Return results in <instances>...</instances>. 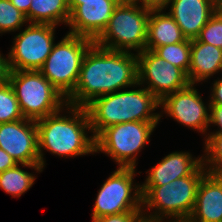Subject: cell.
<instances>
[{
  "mask_svg": "<svg viewBox=\"0 0 222 222\" xmlns=\"http://www.w3.org/2000/svg\"><path fill=\"white\" fill-rule=\"evenodd\" d=\"M170 8H169V6ZM186 39L198 37L201 29L218 9V0H167L163 5Z\"/></svg>",
  "mask_w": 222,
  "mask_h": 222,
  "instance_id": "14",
  "label": "cell"
},
{
  "mask_svg": "<svg viewBox=\"0 0 222 222\" xmlns=\"http://www.w3.org/2000/svg\"><path fill=\"white\" fill-rule=\"evenodd\" d=\"M167 222H190L189 220H166ZM165 221V222H166ZM157 222H164V220H160V221H157Z\"/></svg>",
  "mask_w": 222,
  "mask_h": 222,
  "instance_id": "36",
  "label": "cell"
},
{
  "mask_svg": "<svg viewBox=\"0 0 222 222\" xmlns=\"http://www.w3.org/2000/svg\"><path fill=\"white\" fill-rule=\"evenodd\" d=\"M11 3L26 16L27 22H29V8L31 0H10Z\"/></svg>",
  "mask_w": 222,
  "mask_h": 222,
  "instance_id": "32",
  "label": "cell"
},
{
  "mask_svg": "<svg viewBox=\"0 0 222 222\" xmlns=\"http://www.w3.org/2000/svg\"><path fill=\"white\" fill-rule=\"evenodd\" d=\"M9 59L0 53V84L9 81L10 75Z\"/></svg>",
  "mask_w": 222,
  "mask_h": 222,
  "instance_id": "30",
  "label": "cell"
},
{
  "mask_svg": "<svg viewBox=\"0 0 222 222\" xmlns=\"http://www.w3.org/2000/svg\"><path fill=\"white\" fill-rule=\"evenodd\" d=\"M190 222H222V175L207 172L198 186Z\"/></svg>",
  "mask_w": 222,
  "mask_h": 222,
  "instance_id": "16",
  "label": "cell"
},
{
  "mask_svg": "<svg viewBox=\"0 0 222 222\" xmlns=\"http://www.w3.org/2000/svg\"><path fill=\"white\" fill-rule=\"evenodd\" d=\"M218 9L222 12V2H218Z\"/></svg>",
  "mask_w": 222,
  "mask_h": 222,
  "instance_id": "37",
  "label": "cell"
},
{
  "mask_svg": "<svg viewBox=\"0 0 222 222\" xmlns=\"http://www.w3.org/2000/svg\"><path fill=\"white\" fill-rule=\"evenodd\" d=\"M203 165L207 172L222 175V134L208 133L205 137Z\"/></svg>",
  "mask_w": 222,
  "mask_h": 222,
  "instance_id": "23",
  "label": "cell"
},
{
  "mask_svg": "<svg viewBox=\"0 0 222 222\" xmlns=\"http://www.w3.org/2000/svg\"><path fill=\"white\" fill-rule=\"evenodd\" d=\"M194 84L166 95L160 101V107L167 116L192 130L207 135L209 129L210 103L203 102ZM207 106H206V105Z\"/></svg>",
  "mask_w": 222,
  "mask_h": 222,
  "instance_id": "12",
  "label": "cell"
},
{
  "mask_svg": "<svg viewBox=\"0 0 222 222\" xmlns=\"http://www.w3.org/2000/svg\"><path fill=\"white\" fill-rule=\"evenodd\" d=\"M213 124L214 126H218L219 129L216 132L210 133H220L222 134V105L219 104H210V113H209V127Z\"/></svg>",
  "mask_w": 222,
  "mask_h": 222,
  "instance_id": "28",
  "label": "cell"
},
{
  "mask_svg": "<svg viewBox=\"0 0 222 222\" xmlns=\"http://www.w3.org/2000/svg\"><path fill=\"white\" fill-rule=\"evenodd\" d=\"M218 79V80H217ZM211 88V98L208 101L210 104L222 105V78H217Z\"/></svg>",
  "mask_w": 222,
  "mask_h": 222,
  "instance_id": "29",
  "label": "cell"
},
{
  "mask_svg": "<svg viewBox=\"0 0 222 222\" xmlns=\"http://www.w3.org/2000/svg\"><path fill=\"white\" fill-rule=\"evenodd\" d=\"M136 86L137 54L106 49L93 43L83 58L77 85L66 102L85 107L99 96Z\"/></svg>",
  "mask_w": 222,
  "mask_h": 222,
  "instance_id": "1",
  "label": "cell"
},
{
  "mask_svg": "<svg viewBox=\"0 0 222 222\" xmlns=\"http://www.w3.org/2000/svg\"><path fill=\"white\" fill-rule=\"evenodd\" d=\"M167 0H149V6H162Z\"/></svg>",
  "mask_w": 222,
  "mask_h": 222,
  "instance_id": "35",
  "label": "cell"
},
{
  "mask_svg": "<svg viewBox=\"0 0 222 222\" xmlns=\"http://www.w3.org/2000/svg\"><path fill=\"white\" fill-rule=\"evenodd\" d=\"M118 4V0L82 2L70 13L67 24L70 30L67 33L94 41L106 28Z\"/></svg>",
  "mask_w": 222,
  "mask_h": 222,
  "instance_id": "15",
  "label": "cell"
},
{
  "mask_svg": "<svg viewBox=\"0 0 222 222\" xmlns=\"http://www.w3.org/2000/svg\"><path fill=\"white\" fill-rule=\"evenodd\" d=\"M17 162L3 149L0 148V172L14 167Z\"/></svg>",
  "mask_w": 222,
  "mask_h": 222,
  "instance_id": "31",
  "label": "cell"
},
{
  "mask_svg": "<svg viewBox=\"0 0 222 222\" xmlns=\"http://www.w3.org/2000/svg\"><path fill=\"white\" fill-rule=\"evenodd\" d=\"M136 168L118 167L98 190L92 219L126 211H142L141 185L134 184Z\"/></svg>",
  "mask_w": 222,
  "mask_h": 222,
  "instance_id": "9",
  "label": "cell"
},
{
  "mask_svg": "<svg viewBox=\"0 0 222 222\" xmlns=\"http://www.w3.org/2000/svg\"><path fill=\"white\" fill-rule=\"evenodd\" d=\"M119 3H142L149 5V0H118Z\"/></svg>",
  "mask_w": 222,
  "mask_h": 222,
  "instance_id": "34",
  "label": "cell"
},
{
  "mask_svg": "<svg viewBox=\"0 0 222 222\" xmlns=\"http://www.w3.org/2000/svg\"><path fill=\"white\" fill-rule=\"evenodd\" d=\"M19 165L34 169L40 173L43 171L41 165L16 164L14 167L0 172V188L13 197H20L26 193L35 182V174L22 170Z\"/></svg>",
  "mask_w": 222,
  "mask_h": 222,
  "instance_id": "21",
  "label": "cell"
},
{
  "mask_svg": "<svg viewBox=\"0 0 222 222\" xmlns=\"http://www.w3.org/2000/svg\"><path fill=\"white\" fill-rule=\"evenodd\" d=\"M222 49L197 39L191 40V58L188 79L191 84L205 82L220 72Z\"/></svg>",
  "mask_w": 222,
  "mask_h": 222,
  "instance_id": "18",
  "label": "cell"
},
{
  "mask_svg": "<svg viewBox=\"0 0 222 222\" xmlns=\"http://www.w3.org/2000/svg\"><path fill=\"white\" fill-rule=\"evenodd\" d=\"M27 24L26 16L10 0H0V34L20 31Z\"/></svg>",
  "mask_w": 222,
  "mask_h": 222,
  "instance_id": "25",
  "label": "cell"
},
{
  "mask_svg": "<svg viewBox=\"0 0 222 222\" xmlns=\"http://www.w3.org/2000/svg\"><path fill=\"white\" fill-rule=\"evenodd\" d=\"M29 23L68 24L70 8L68 0H31Z\"/></svg>",
  "mask_w": 222,
  "mask_h": 222,
  "instance_id": "20",
  "label": "cell"
},
{
  "mask_svg": "<svg viewBox=\"0 0 222 222\" xmlns=\"http://www.w3.org/2000/svg\"><path fill=\"white\" fill-rule=\"evenodd\" d=\"M202 163V155L193 158L189 152H172L146 171L148 175L142 185H164L180 177L190 176Z\"/></svg>",
  "mask_w": 222,
  "mask_h": 222,
  "instance_id": "17",
  "label": "cell"
},
{
  "mask_svg": "<svg viewBox=\"0 0 222 222\" xmlns=\"http://www.w3.org/2000/svg\"><path fill=\"white\" fill-rule=\"evenodd\" d=\"M150 10L151 6L142 3H119L94 43L111 50L142 52L146 48Z\"/></svg>",
  "mask_w": 222,
  "mask_h": 222,
  "instance_id": "5",
  "label": "cell"
},
{
  "mask_svg": "<svg viewBox=\"0 0 222 222\" xmlns=\"http://www.w3.org/2000/svg\"><path fill=\"white\" fill-rule=\"evenodd\" d=\"M138 86H145L159 101L166 95L183 89L190 84L187 74L153 50L137 53ZM147 83V84H145Z\"/></svg>",
  "mask_w": 222,
  "mask_h": 222,
  "instance_id": "11",
  "label": "cell"
},
{
  "mask_svg": "<svg viewBox=\"0 0 222 222\" xmlns=\"http://www.w3.org/2000/svg\"><path fill=\"white\" fill-rule=\"evenodd\" d=\"M206 173L202 163L190 176L164 185H141L143 221L188 220L195 207L198 186Z\"/></svg>",
  "mask_w": 222,
  "mask_h": 222,
  "instance_id": "4",
  "label": "cell"
},
{
  "mask_svg": "<svg viewBox=\"0 0 222 222\" xmlns=\"http://www.w3.org/2000/svg\"><path fill=\"white\" fill-rule=\"evenodd\" d=\"M196 39L199 42H204L222 49V12L219 9H217L207 24L201 29Z\"/></svg>",
  "mask_w": 222,
  "mask_h": 222,
  "instance_id": "26",
  "label": "cell"
},
{
  "mask_svg": "<svg viewBox=\"0 0 222 222\" xmlns=\"http://www.w3.org/2000/svg\"><path fill=\"white\" fill-rule=\"evenodd\" d=\"M93 43L90 38L66 33L39 70L65 98L74 91L83 58Z\"/></svg>",
  "mask_w": 222,
  "mask_h": 222,
  "instance_id": "7",
  "label": "cell"
},
{
  "mask_svg": "<svg viewBox=\"0 0 222 222\" xmlns=\"http://www.w3.org/2000/svg\"><path fill=\"white\" fill-rule=\"evenodd\" d=\"M160 101L144 86L116 91L93 99L85 106L91 135L96 138L104 129L124 122H159L162 114L154 113ZM93 133V134H92Z\"/></svg>",
  "mask_w": 222,
  "mask_h": 222,
  "instance_id": "3",
  "label": "cell"
},
{
  "mask_svg": "<svg viewBox=\"0 0 222 222\" xmlns=\"http://www.w3.org/2000/svg\"><path fill=\"white\" fill-rule=\"evenodd\" d=\"M153 51L161 58L182 69L188 75L191 58V40L185 39L180 43L156 47Z\"/></svg>",
  "mask_w": 222,
  "mask_h": 222,
  "instance_id": "22",
  "label": "cell"
},
{
  "mask_svg": "<svg viewBox=\"0 0 222 222\" xmlns=\"http://www.w3.org/2000/svg\"><path fill=\"white\" fill-rule=\"evenodd\" d=\"M0 148L17 164L40 165L36 121L24 118L0 123Z\"/></svg>",
  "mask_w": 222,
  "mask_h": 222,
  "instance_id": "13",
  "label": "cell"
},
{
  "mask_svg": "<svg viewBox=\"0 0 222 222\" xmlns=\"http://www.w3.org/2000/svg\"><path fill=\"white\" fill-rule=\"evenodd\" d=\"M82 2H104V0H68L70 13Z\"/></svg>",
  "mask_w": 222,
  "mask_h": 222,
  "instance_id": "33",
  "label": "cell"
},
{
  "mask_svg": "<svg viewBox=\"0 0 222 222\" xmlns=\"http://www.w3.org/2000/svg\"><path fill=\"white\" fill-rule=\"evenodd\" d=\"M159 122L131 121L112 125L95 138V153H104L118 167L136 168L138 153L150 141Z\"/></svg>",
  "mask_w": 222,
  "mask_h": 222,
  "instance_id": "8",
  "label": "cell"
},
{
  "mask_svg": "<svg viewBox=\"0 0 222 222\" xmlns=\"http://www.w3.org/2000/svg\"><path fill=\"white\" fill-rule=\"evenodd\" d=\"M64 108L36 121L39 159L43 169L46 162L44 150L65 158L95 153V138L86 133L87 130L91 132V127L85 107L66 104ZM64 110L69 115L61 114Z\"/></svg>",
  "mask_w": 222,
  "mask_h": 222,
  "instance_id": "2",
  "label": "cell"
},
{
  "mask_svg": "<svg viewBox=\"0 0 222 222\" xmlns=\"http://www.w3.org/2000/svg\"><path fill=\"white\" fill-rule=\"evenodd\" d=\"M9 83L25 119L37 121L58 112L67 104L66 98L40 71H11Z\"/></svg>",
  "mask_w": 222,
  "mask_h": 222,
  "instance_id": "6",
  "label": "cell"
},
{
  "mask_svg": "<svg viewBox=\"0 0 222 222\" xmlns=\"http://www.w3.org/2000/svg\"><path fill=\"white\" fill-rule=\"evenodd\" d=\"M55 25L29 23L14 37L8 53L11 71H39L55 44Z\"/></svg>",
  "mask_w": 222,
  "mask_h": 222,
  "instance_id": "10",
  "label": "cell"
},
{
  "mask_svg": "<svg viewBox=\"0 0 222 222\" xmlns=\"http://www.w3.org/2000/svg\"><path fill=\"white\" fill-rule=\"evenodd\" d=\"M163 6H151L147 29V50L156 47L180 43L186 38L172 16L165 12Z\"/></svg>",
  "mask_w": 222,
  "mask_h": 222,
  "instance_id": "19",
  "label": "cell"
},
{
  "mask_svg": "<svg viewBox=\"0 0 222 222\" xmlns=\"http://www.w3.org/2000/svg\"><path fill=\"white\" fill-rule=\"evenodd\" d=\"M24 119L13 87L9 81L0 84V123Z\"/></svg>",
  "mask_w": 222,
  "mask_h": 222,
  "instance_id": "24",
  "label": "cell"
},
{
  "mask_svg": "<svg viewBox=\"0 0 222 222\" xmlns=\"http://www.w3.org/2000/svg\"><path fill=\"white\" fill-rule=\"evenodd\" d=\"M92 222H144L142 217V211H126L119 214L105 215L96 219H92Z\"/></svg>",
  "mask_w": 222,
  "mask_h": 222,
  "instance_id": "27",
  "label": "cell"
}]
</instances>
